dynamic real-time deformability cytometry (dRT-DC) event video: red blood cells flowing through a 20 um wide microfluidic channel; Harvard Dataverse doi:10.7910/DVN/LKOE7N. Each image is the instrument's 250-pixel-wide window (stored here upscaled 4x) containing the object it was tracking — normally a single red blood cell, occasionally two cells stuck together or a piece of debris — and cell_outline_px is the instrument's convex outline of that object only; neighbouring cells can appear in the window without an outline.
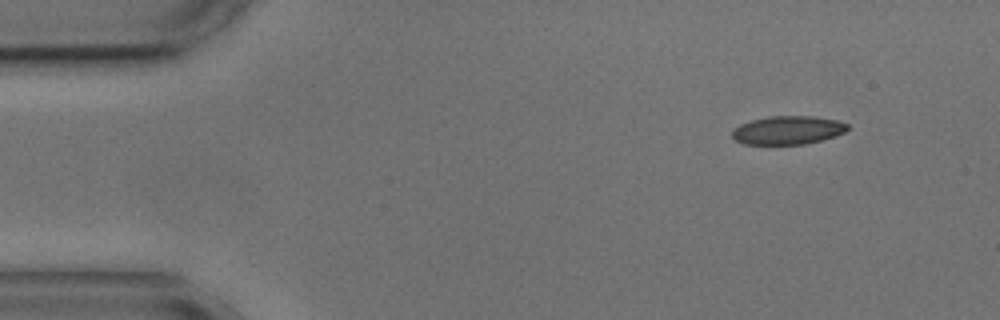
{"species": "common noctule bat (a hibernating species)", "species_latin": "Nyctalus noctula", "temperature_condition": "cold", "stored_images_in_passage": 4, "camera_frame_rate_fps": 3000, "um_per_image_px": 0.085, "animal": {"sex": "male", "body_mass_g": 17.9, "forearm_length_mm": 54.2}, "frame": {"image": 1, "passage_image": 1, "time_ms": 0.0, "image_size_px": [1000, 320], "cell_outline_px": [[848, 128], [844, 132], [820, 140], [804, 144], [744, 144], [736, 140], [732, 136], [732, 132], [740, 124], [752, 120], [768, 116], [812, 116], [836, 120], [848, 124]], "centroid_in_image_um": [66.94, 11.06], "position_along_channel_um": 18.1, "area_um2": 18.84}}
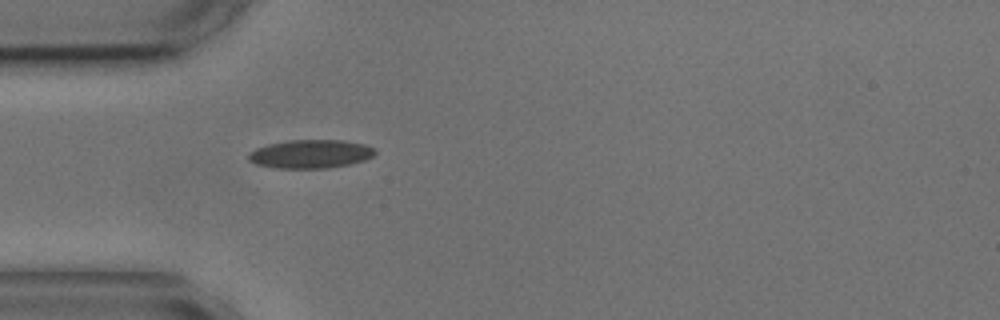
{"frame": {"image": 2, "passage_image": 4, "time_ms": 3.333, "image_size_px": [1000, 320], "cell_outline_px": [[376, 152], [372, 156], [364, 160], [352, 164], [328, 168], [272, 168], [256, 164], [248, 160], [248, 152], [256, 148], [268, 144], [288, 140], [340, 140], [364, 144], [376, 148]], "centroid_in_image_um": [26.38, 13.09], "position_along_channel_um": 58.6, "area_um2": 21.21}}